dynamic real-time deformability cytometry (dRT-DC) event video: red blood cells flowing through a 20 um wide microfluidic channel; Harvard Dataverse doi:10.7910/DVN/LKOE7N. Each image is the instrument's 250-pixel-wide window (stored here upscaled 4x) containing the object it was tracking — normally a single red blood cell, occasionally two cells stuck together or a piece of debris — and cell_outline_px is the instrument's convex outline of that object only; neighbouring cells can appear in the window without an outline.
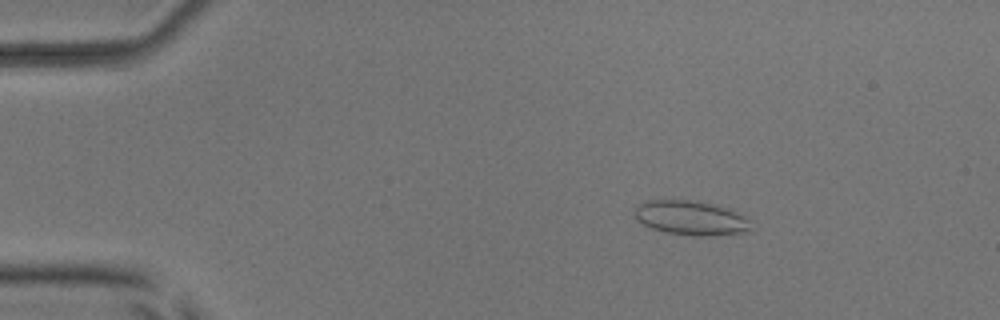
{"species": "common noctule bat (a hibernating species)", "species_latin": "Nyctalus noctula", "temperature_condition": "room temperature", "stored_images_in_passage": 50, "camera_frame_rate_fps": 3000, "um_per_image_px": 0.085, "animal": {"sex": "male", "body_mass_g": 17.9, "forearm_length_mm": 54.2}, "frame": {"image": 1, "passage_image": 6, "time_ms": 1.667, "image_size_px": [1000, 320], "cell_outline_px": [[752, 220], [748, 232], [712, 236], [692, 236], [668, 232], [652, 228], [636, 220], [636, 208], [640, 204], [648, 200], [688, 200], [728, 208]], "centroid_in_image_um": [58.76, 18.54], "position_along_channel_um": 26.2, "area_um2": 23.06}}
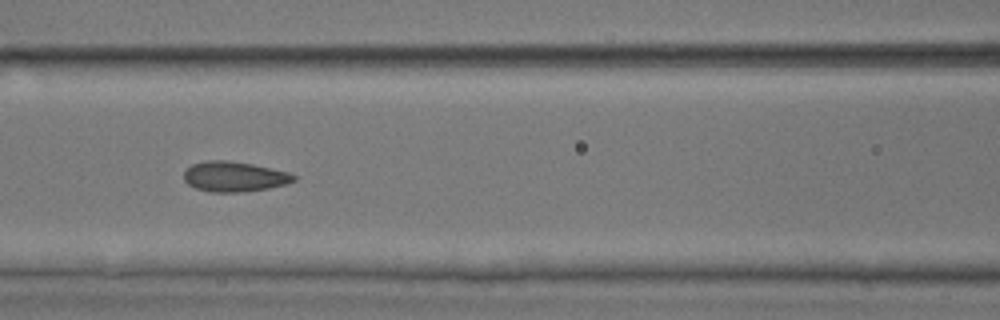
{"frame": {"image": 2, "passage_image": 21, "time_ms": 6.667, "image_size_px": [1000, 320], "cell_outline_px": [[296, 180], [284, 184], [268, 188], [240, 192], [212, 192], [196, 188], [188, 184], [184, 180], [184, 172], [192, 164], [208, 160], [228, 160], [252, 164], [288, 172], [296, 176]], "centroid_in_image_um": [19.9, 15.0], "position_along_channel_um": 146.7, "area_um2": 19.13}}
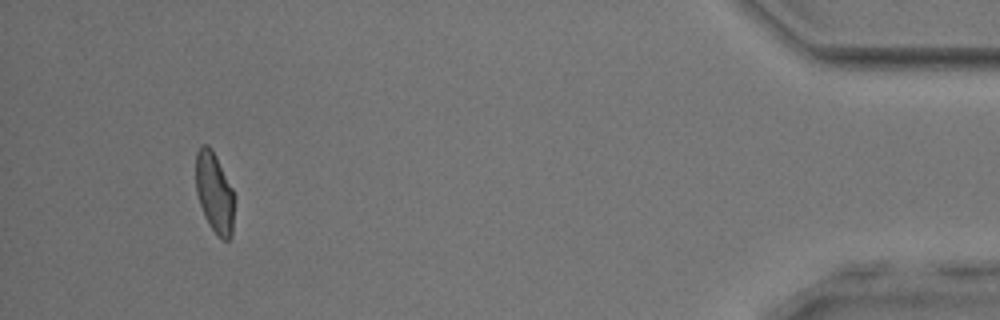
{"frame": {"image": 3, "passage_image": 47, "time_ms": 15.333, "image_size_px": [1000, 320], "cell_outline_px": [[232, 236], [228, 240], [224, 240], [216, 236], [204, 216], [196, 192], [196, 152], [200, 144], [208, 144], [212, 148], [232, 188]], "centroid_in_image_um": [18.19, 16.35], "position_along_channel_um": 417.0, "area_um2": 17.86}, "authors_computed_cell_mechanics": {"area_um2": 18.9873, "velocity_mm_per_s": 3.9039, "shape_relaxation_time_tau1_ms": 4.2415, "shape_relaxation_time_tau2_ms": 1.1625, "deformation_change_tau1": 0.1053, "deformation_change_tau2": 0.0605}}